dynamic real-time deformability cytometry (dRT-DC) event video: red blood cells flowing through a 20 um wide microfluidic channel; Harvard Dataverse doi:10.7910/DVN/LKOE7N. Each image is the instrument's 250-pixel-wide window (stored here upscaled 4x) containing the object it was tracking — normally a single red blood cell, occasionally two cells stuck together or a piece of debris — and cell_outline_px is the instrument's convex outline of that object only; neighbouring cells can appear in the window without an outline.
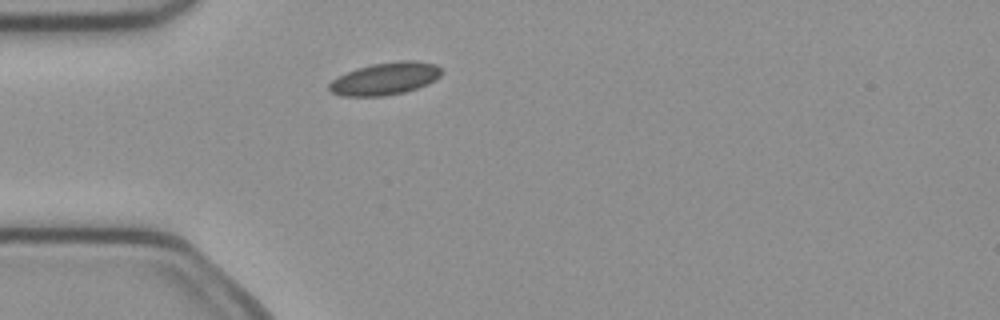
{"species": "common noctule bat (a hibernating species)", "species_latin": "Nyctalus noctula", "temperature_condition": "cold", "stored_images_in_passage": 1, "camera_frame_rate_fps": 3000, "um_per_image_px": 0.085, "animal": {"sex": "female", "body_mass_g": 21.9}, "frame": {"image": 1, "passage_image": 1, "time_ms": 0.0, "image_size_px": [1000, 320], "cell_outline_px": [[444, 72], [436, 80], [428, 84], [404, 92], [384, 96], [344, 96], [332, 92], [328, 88], [328, 84], [332, 80], [356, 68], [372, 64], [396, 60], [412, 60], [436, 64]], "centroid_in_image_um": [32.77, 6.67], "position_along_channel_um": 52.2, "area_um2": 21.27}}